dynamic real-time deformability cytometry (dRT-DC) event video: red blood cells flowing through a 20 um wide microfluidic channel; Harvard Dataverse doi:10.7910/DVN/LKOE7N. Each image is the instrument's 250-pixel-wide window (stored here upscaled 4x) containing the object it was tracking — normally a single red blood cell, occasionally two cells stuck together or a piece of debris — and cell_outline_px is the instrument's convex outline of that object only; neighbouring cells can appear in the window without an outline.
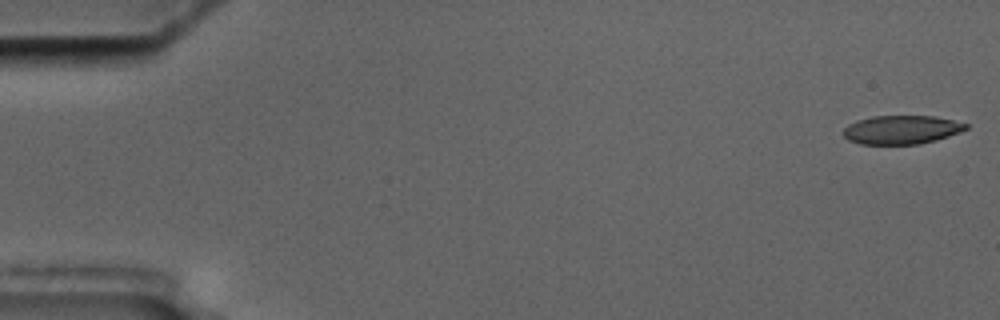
{"species": "common noctule bat (a hibernating species)", "species_latin": "Nyctalus noctula", "temperature_condition": "cold", "stored_images_in_passage": 8, "camera_frame_rate_fps": 3000, "um_per_image_px": 0.085, "animal": {"sex": "male", "body_mass_g": 17.5, "forearm_length_mm": 52.3}, "frame": {"image": 1, "passage_image": 1, "time_ms": 0.0, "image_size_px": [1000, 320], "cell_outline_px": [[968, 128], [960, 132], [936, 140], [920, 144], [860, 144], [848, 140], [844, 136], [844, 128], [848, 124], [856, 120], [872, 116], [936, 116], [968, 124]], "centroid_in_image_um": [76.62, 11.02], "position_along_channel_um": 8.4, "area_um2": 20.52}}
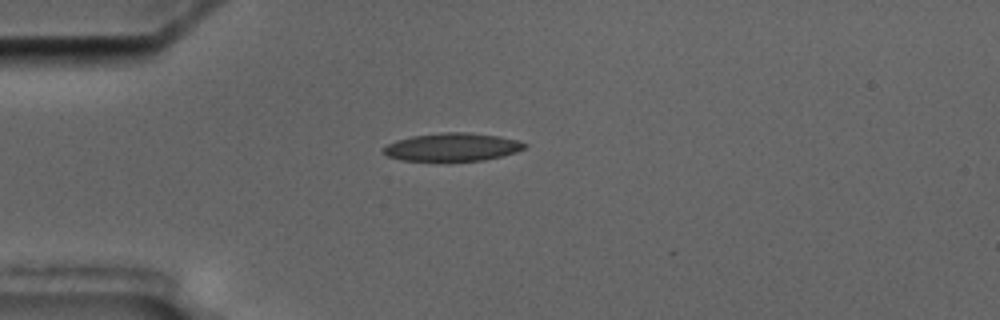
{"frame": {"image": 2, "passage_image": 5, "time_ms": 4.667, "image_size_px": [1000, 320], "cell_outline_px": [[528, 144], [524, 148], [516, 152], [500, 156], [480, 160], [400, 160], [388, 156], [380, 152], [388, 144], [396, 140], [412, 136], [444, 132], [468, 132], [500, 136], [516, 140]], "centroid_in_image_um": [38.42, 12.48], "position_along_channel_um": 46.6, "area_um2": 22.77}}
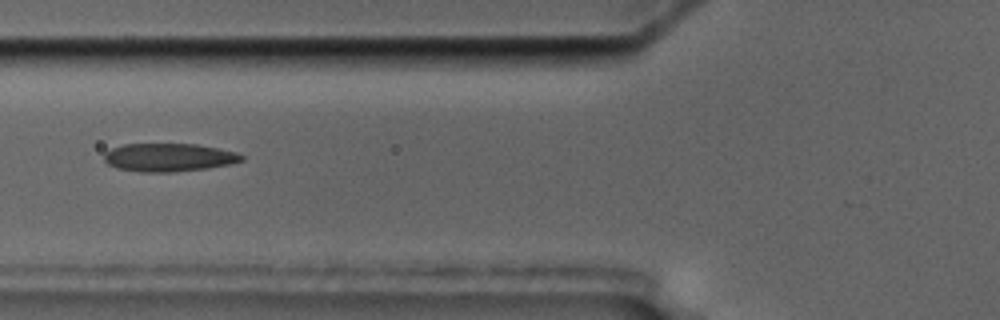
{"frame": {"image": 3, "passage_image": 7, "time_ms": 7.0, "image_size_px": [1000, 320], "cell_outline_px": [[244, 160], [228, 164], [208, 168], [172, 172], [140, 172], [116, 168], [108, 164], [104, 160], [104, 152], [112, 148], [124, 144], [196, 144], [236, 152], [244, 156]], "centroid_in_image_um": [14.32, 13.38], "position_along_channel_um": 111.5, "area_um2": 22.54}}